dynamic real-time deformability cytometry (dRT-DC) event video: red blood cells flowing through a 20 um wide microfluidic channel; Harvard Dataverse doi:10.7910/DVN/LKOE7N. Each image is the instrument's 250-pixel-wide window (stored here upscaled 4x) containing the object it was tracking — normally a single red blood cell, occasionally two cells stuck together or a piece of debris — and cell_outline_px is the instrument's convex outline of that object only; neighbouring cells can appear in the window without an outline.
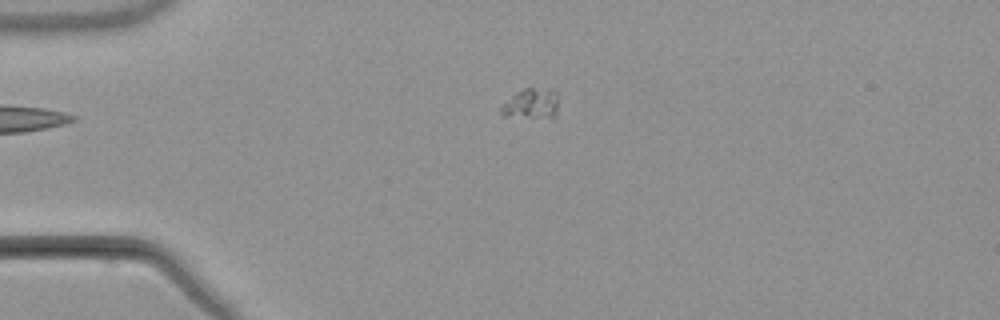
{"species": "common noctule bat (a hibernating species)", "species_latin": "Nyctalus noctula", "temperature_condition": "warm", "stored_images_in_passage": 5, "camera_frame_rate_fps": 3000, "um_per_image_px": 0.085, "animal": {"sex": "male", "body_mass_g": 21.5, "forearm_length_mm": 52.0}, "frame": {"image": 1, "passage_image": 4, "time_ms": 3.667, "image_size_px": [1000, 320], "cell_outline_px": [[556, 120], [552, 120], [504, 116], [500, 112], [500, 108], [516, 92], [524, 88], [532, 88], [556, 92]], "centroid_in_image_um": [45.17, 8.9], "position_along_channel_um": 39.8, "area_um2": 10.23}}